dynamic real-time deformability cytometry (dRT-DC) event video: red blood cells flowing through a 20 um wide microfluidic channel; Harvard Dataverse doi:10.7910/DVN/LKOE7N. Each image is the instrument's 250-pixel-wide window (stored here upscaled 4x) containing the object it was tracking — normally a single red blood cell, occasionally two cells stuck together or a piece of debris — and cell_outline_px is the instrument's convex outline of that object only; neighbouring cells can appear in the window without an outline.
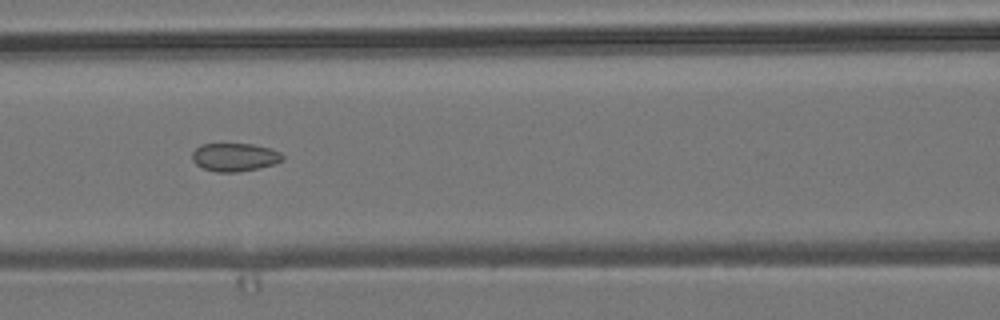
{"species": "common noctule bat (a hibernating species)", "species_latin": "Nyctalus noctula", "temperature_condition": "room temperature", "stored_images_in_passage": 28, "camera_frame_rate_fps": 3000, "um_per_image_px": 0.085, "animal": {"sex": "male", "body_mass_g": 19.2, "forearm_length_mm": 51.8}, "frame": {"image": 1, "passage_image": 13, "time_ms": 4.0, "image_size_px": [1000, 320], "cell_outline_px": [[284, 160], [276, 164], [260, 168], [236, 172], [216, 172], [204, 168], [196, 164], [192, 160], [192, 152], [200, 144], [252, 144], [272, 148], [280, 152], [284, 156]], "centroid_in_image_um": [19.98, 13.36], "position_along_channel_um": 146.6, "area_um2": 15.03}}